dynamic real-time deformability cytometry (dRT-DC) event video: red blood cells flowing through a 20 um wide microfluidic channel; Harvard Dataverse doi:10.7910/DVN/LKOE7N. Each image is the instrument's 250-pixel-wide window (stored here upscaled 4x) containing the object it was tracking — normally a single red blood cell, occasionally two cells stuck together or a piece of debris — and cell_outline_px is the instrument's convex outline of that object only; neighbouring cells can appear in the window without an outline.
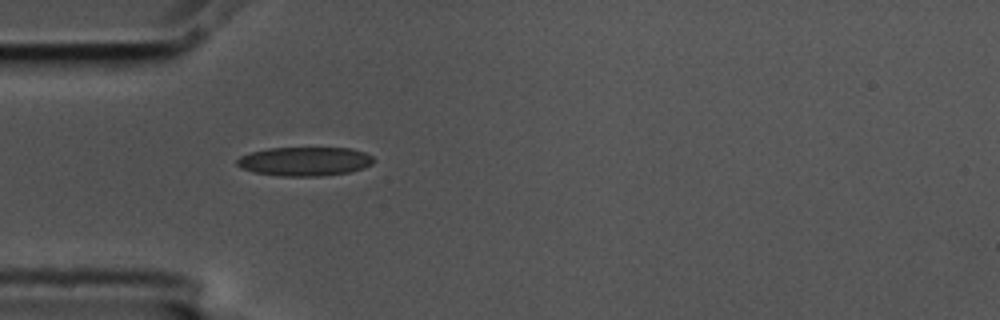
{"species": "common noctule bat (a hibernating species)", "species_latin": "Nyctalus noctula", "temperature_condition": "cold", "stored_images_in_passage": 1, "camera_frame_rate_fps": 3000, "um_per_image_px": 0.085, "animal": {"sex": "male", "body_mass_g": 17.5, "forearm_length_mm": 52.3}, "frame": {"image": 1, "passage_image": 1, "time_ms": 0.0, "image_size_px": [1000, 320], "cell_outline_px": [[376, 160], [372, 164], [364, 168], [348, 172], [320, 176], [280, 176], [256, 172], [240, 168], [236, 164], [236, 160], [240, 156], [252, 152], [268, 148], [352, 148], [364, 152], [372, 156]], "centroid_in_image_um": [25.92, 13.71], "position_along_channel_um": 59.1, "area_um2": 23.06}}